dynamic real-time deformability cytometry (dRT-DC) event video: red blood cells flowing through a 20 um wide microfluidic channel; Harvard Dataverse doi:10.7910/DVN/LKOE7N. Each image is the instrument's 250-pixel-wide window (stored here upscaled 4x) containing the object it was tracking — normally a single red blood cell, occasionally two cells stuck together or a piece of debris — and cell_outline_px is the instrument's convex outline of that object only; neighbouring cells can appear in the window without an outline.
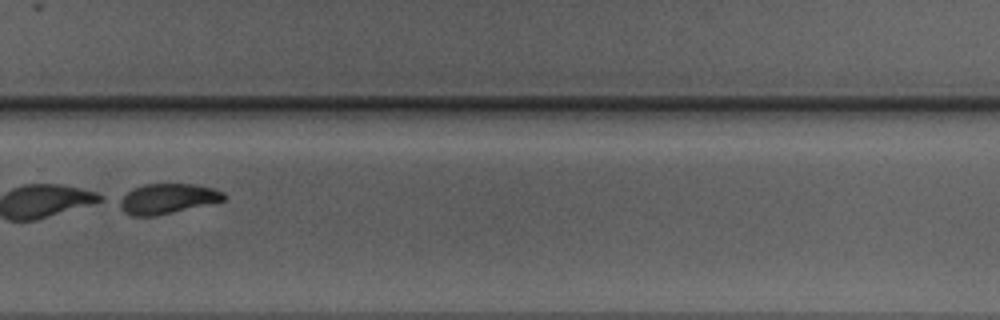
{"species": "Egyptian fruit bat (a non-hibernating species)", "species_latin": "Rousettus aegyptiacus", "temperature_condition": "warm", "stored_images_in_passage": 35, "camera_frame_rate_fps": 3000, "um_per_image_px": 0.085, "animal": {"sex": "male"}, "frame": {"image": 1, "passage_image": 23, "time_ms": 7.333, "image_size_px": [1000, 320], "cell_outline_px": [[228, 196], [224, 200], [156, 216], [132, 216], [124, 212], [112, 200], [132, 188], [144, 184], [192, 184], [212, 188], [224, 192]], "centroid_in_image_um": [14.11, 16.89], "position_along_channel_um": 315.7, "area_um2": 18.67}}